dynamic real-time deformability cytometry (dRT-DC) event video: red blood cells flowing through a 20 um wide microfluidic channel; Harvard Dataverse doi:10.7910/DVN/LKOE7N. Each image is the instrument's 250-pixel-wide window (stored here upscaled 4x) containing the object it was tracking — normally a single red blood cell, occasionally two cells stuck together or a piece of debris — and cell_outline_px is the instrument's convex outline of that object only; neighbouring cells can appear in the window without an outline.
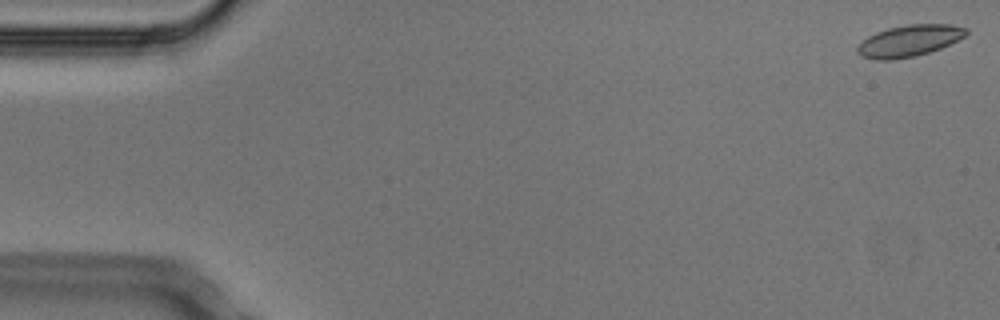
{"species": "Egyptian fruit bat (a non-hibernating species)", "species_latin": "Rousettus aegyptiacus", "temperature_condition": "cold", "stored_images_in_passage": 5, "camera_frame_rate_fps": 3000, "um_per_image_px": 0.085, "animal": {"sex": "male"}, "frame": {"image": 1, "passage_image": 1, "time_ms": 0.0, "image_size_px": [1000, 320], "cell_outline_px": [[968, 32], [964, 36], [940, 48], [916, 56], [892, 60], [876, 60], [860, 56], [856, 52], [856, 48], [868, 36], [876, 32], [888, 28], [908, 24], [952, 24], [968, 28]], "centroid_in_image_um": [77.26, 3.47], "position_along_channel_um": 7.7, "area_um2": 19.94}}
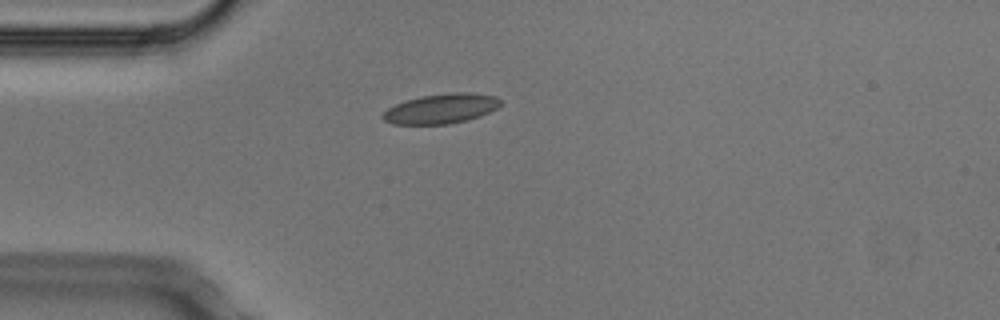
{"frame": {"image": 2, "passage_image": 4, "time_ms": 1.0, "image_size_px": [1000, 320], "cell_outline_px": [[500, 104], [496, 108], [480, 116], [468, 120], [448, 124], [392, 124], [384, 120], [380, 116], [388, 108], [404, 100], [420, 96], [452, 92], [468, 92], [496, 96], [500, 100]], "centroid_in_image_um": [37.47, 9.23], "position_along_channel_um": 47.5, "area_um2": 20.46}}